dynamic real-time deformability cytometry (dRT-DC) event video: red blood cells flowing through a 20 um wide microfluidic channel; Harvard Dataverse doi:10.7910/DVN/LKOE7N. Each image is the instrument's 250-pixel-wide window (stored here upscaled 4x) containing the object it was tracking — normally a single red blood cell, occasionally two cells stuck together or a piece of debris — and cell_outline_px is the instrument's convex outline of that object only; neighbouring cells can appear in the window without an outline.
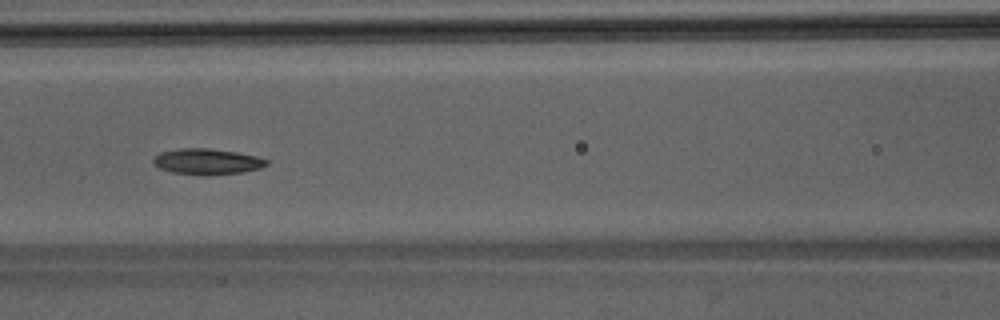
{"species": "Egyptian fruit bat (a non-hibernating species)", "species_latin": "Rousettus aegyptiacus", "temperature_condition": "room temperature", "stored_images_in_passage": 48, "camera_frame_rate_fps": 3000, "um_per_image_px": 0.085, "animal": {"sex": "male"}, "frame": {"image": 1, "passage_image": 22, "time_ms": 7.0, "image_size_px": [1000, 320], "cell_outline_px": [[268, 164], [260, 168], [244, 172], [208, 176], [200, 176], [172, 172], [160, 168], [152, 164], [152, 160], [160, 152], [180, 148], [208, 148], [236, 152], [256, 156], [268, 160]], "centroid_in_image_um": [17.59, 13.75], "position_along_channel_um": 149.0, "area_um2": 17.28}}
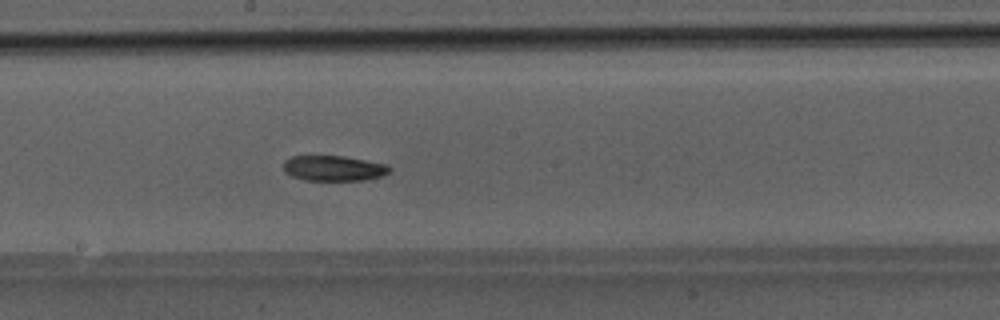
{"frame": {"image": 2, "passage_image": 27, "time_ms": 8.667, "image_size_px": [1000, 320], "cell_outline_px": [[392, 168], [388, 172], [380, 176], [364, 180], [304, 180], [292, 176], [284, 172], [284, 160], [292, 156], [344, 156], [388, 164]], "centroid_in_image_um": [28.36, 14.29], "position_along_channel_um": 219.8, "area_um2": 15.66}}
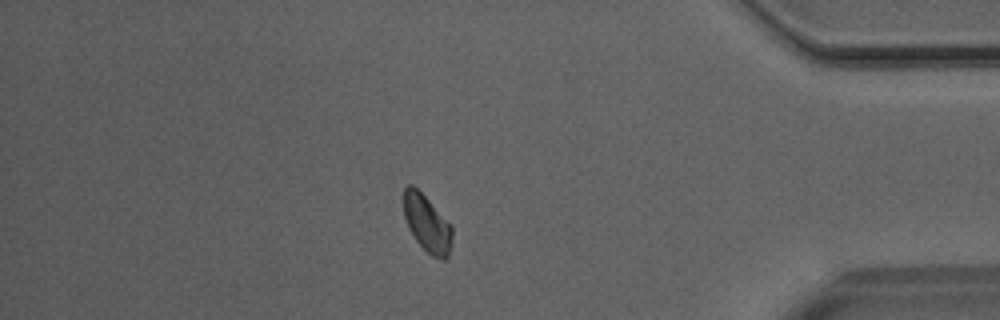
{"frame": {"image": 3, "passage_image": 42, "time_ms": 13.667, "image_size_px": [1000, 320], "cell_outline_px": [[452, 244], [448, 260], [444, 260], [432, 256], [416, 240], [408, 228], [404, 216], [404, 188], [408, 184], [412, 184], [452, 224]], "centroid_in_image_um": [36.33, 19.03], "position_along_channel_um": 398.9, "area_um2": 16.13}}